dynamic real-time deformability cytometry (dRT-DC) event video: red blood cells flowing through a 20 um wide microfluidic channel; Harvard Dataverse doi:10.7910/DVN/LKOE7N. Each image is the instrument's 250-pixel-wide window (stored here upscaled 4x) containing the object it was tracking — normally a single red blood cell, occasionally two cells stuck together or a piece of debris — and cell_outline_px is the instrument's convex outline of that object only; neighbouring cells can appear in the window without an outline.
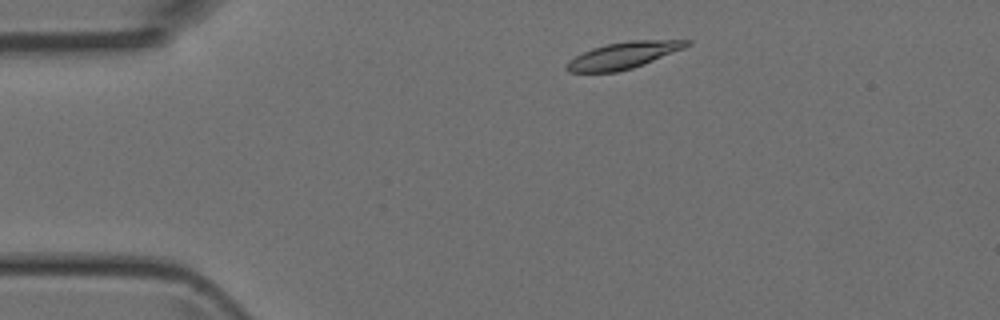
{"species": "Egyptian fruit bat (a non-hibernating species)", "species_latin": "Rousettus aegyptiacus", "temperature_condition": "room temperature", "stored_images_in_passage": 41, "camera_frame_rate_fps": 3000, "um_per_image_px": 0.085, "animal": {"sex": "female"}, "frame": {"image": 1, "passage_image": 3, "time_ms": 0.667, "image_size_px": [1000, 320], "cell_outline_px": [[692, 44], [684, 48], [644, 64], [632, 68], [616, 72], [568, 72], [564, 68], [568, 60], [592, 48], [608, 44], [628, 40], [692, 40]], "centroid_in_image_um": [52.99, 4.7], "position_along_channel_um": 32.0, "area_um2": 18.55}}
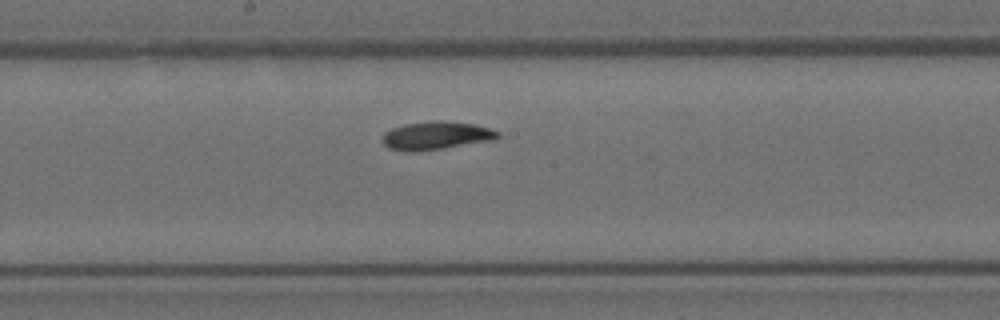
{"frame": {"image": 2, "passage_image": 19, "time_ms": 6.0, "image_size_px": [1000, 320], "cell_outline_px": [[500, 136], [496, 140], [444, 148], [416, 152], [412, 152], [388, 148], [384, 144], [384, 132], [392, 128], [404, 124], [428, 120], [444, 120], [476, 124], [500, 132]], "centroid_in_image_um": [37.11, 11.51], "position_along_channel_um": 211.1, "area_um2": 19.19}}
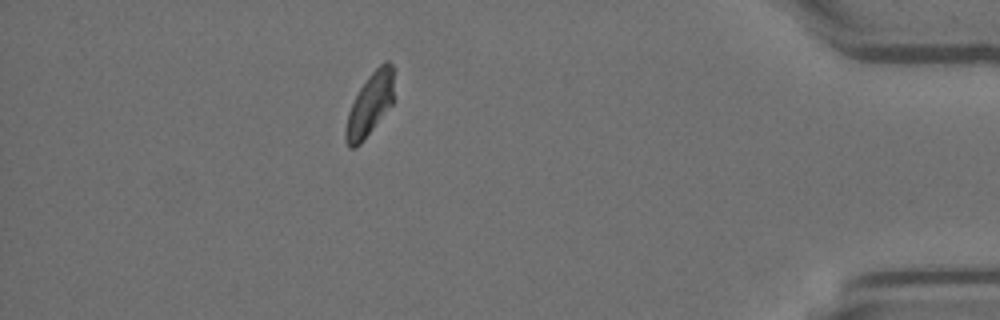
{"frame": {"image": 3, "passage_image": 36, "time_ms": 11.667, "image_size_px": [1000, 320], "cell_outline_px": [[392, 104], [360, 144], [356, 148], [348, 148], [344, 140], [344, 128], [348, 112], [360, 88], [368, 76], [384, 60], [388, 60], [392, 64]], "centroid_in_image_um": [31.39, 8.92], "position_along_channel_um": 403.8, "area_um2": 17.34}}